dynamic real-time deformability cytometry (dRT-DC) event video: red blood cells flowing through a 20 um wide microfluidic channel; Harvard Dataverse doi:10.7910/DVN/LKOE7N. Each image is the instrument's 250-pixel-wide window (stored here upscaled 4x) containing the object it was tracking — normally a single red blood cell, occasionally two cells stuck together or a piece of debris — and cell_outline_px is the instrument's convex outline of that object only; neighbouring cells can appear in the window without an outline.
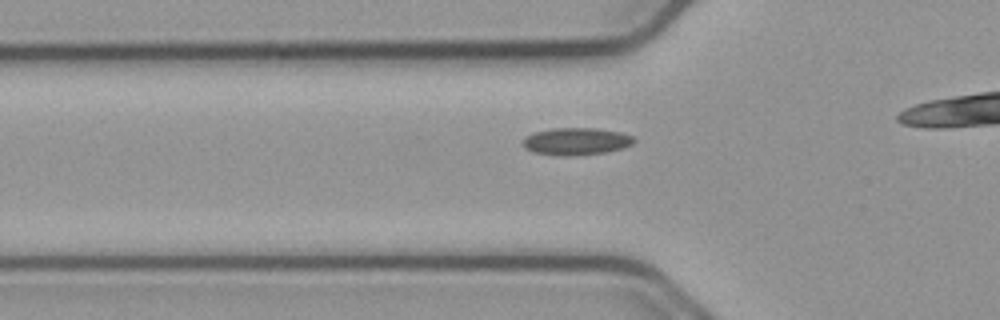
{"species": "common noctule bat (a hibernating species)", "species_latin": "Nyctalus noctula", "temperature_condition": "cold", "stored_images_in_passage": 35, "camera_frame_rate_fps": 3000, "um_per_image_px": 0.085, "animal": {"sex": "male", "body_mass_g": 23.1, "forearm_length_mm": 52.7}, "frame": {"image": 1, "passage_image": 10, "time_ms": 3.0, "image_size_px": [1000, 320], "cell_outline_px": [[636, 140], [632, 144], [624, 148], [608, 152], [572, 156], [560, 156], [532, 152], [524, 148], [524, 136], [536, 132], [552, 128], [596, 128], [620, 132], [632, 136]], "centroid_in_image_um": [48.99, 12.02], "position_along_channel_um": 76.8, "area_um2": 17.8}}
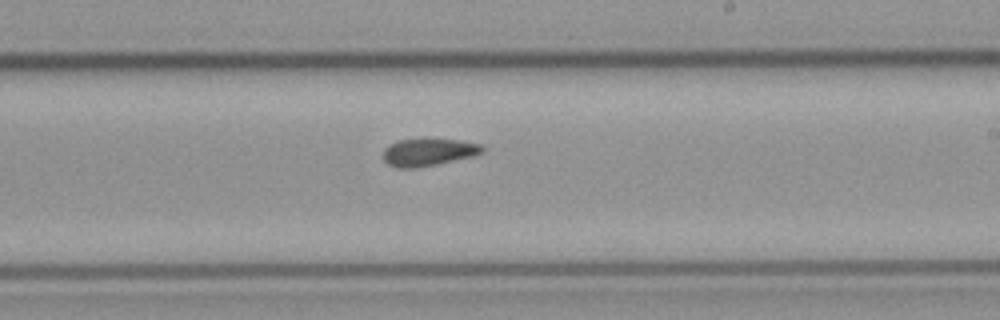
{"frame": {"image": 2, "passage_image": 24, "time_ms": 7.667, "image_size_px": [1000, 320], "cell_outline_px": [[484, 152], [472, 156], [436, 164], [416, 168], [396, 168], [388, 164], [384, 160], [384, 148], [388, 144], [400, 140], [460, 140], [480, 144], [484, 148]], "centroid_in_image_um": [36.39, 12.95], "position_along_channel_um": 252.6, "area_um2": 15.55}}
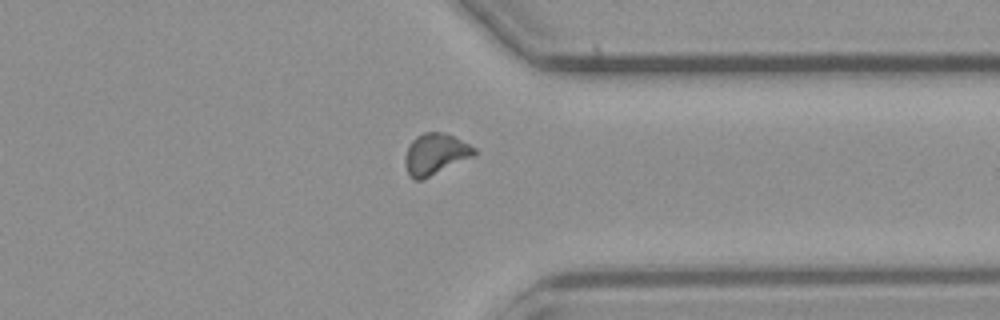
{"frame": {"image": 3, "passage_image": 34, "time_ms": 11.0, "image_size_px": [1000, 320], "cell_outline_px": [[476, 156], [420, 180], [412, 180], [408, 176], [404, 164], [404, 156], [412, 140], [416, 136], [424, 132], [444, 132], [476, 148]], "centroid_in_image_um": [36.98, 13.11], "position_along_channel_um": 374.4, "area_um2": 16.7}}